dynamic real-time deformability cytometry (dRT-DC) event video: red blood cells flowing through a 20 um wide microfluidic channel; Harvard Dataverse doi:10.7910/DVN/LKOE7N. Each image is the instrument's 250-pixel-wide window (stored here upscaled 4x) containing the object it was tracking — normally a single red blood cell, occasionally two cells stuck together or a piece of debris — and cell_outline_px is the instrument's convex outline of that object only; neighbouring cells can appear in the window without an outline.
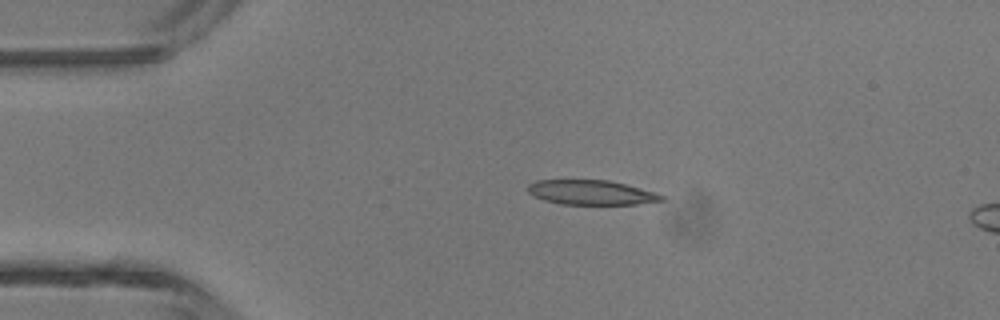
{"species": "common noctule bat (a hibernating species)", "species_latin": "Nyctalus noctula", "temperature_condition": "room temperature", "stored_images_in_passage": 3, "segment_of_instrument_passage": [1, 2], "camera_frame_rate_fps": 3000, "um_per_image_px": 0.085, "animal": {"sex": "male", "body_mass_g": 13.3}, "frame": {"image": 1, "passage_image": 1, "time_ms": 0.0, "image_size_px": [1000, 320], "cell_outline_px": [[664, 200], [636, 204], [560, 204], [544, 200], [532, 196], [528, 192], [528, 184], [536, 180], [608, 180], [656, 192], [664, 196]], "centroid_in_image_um": [50.22, 16.36], "position_along_channel_um": 34.8, "area_um2": 19.13}}